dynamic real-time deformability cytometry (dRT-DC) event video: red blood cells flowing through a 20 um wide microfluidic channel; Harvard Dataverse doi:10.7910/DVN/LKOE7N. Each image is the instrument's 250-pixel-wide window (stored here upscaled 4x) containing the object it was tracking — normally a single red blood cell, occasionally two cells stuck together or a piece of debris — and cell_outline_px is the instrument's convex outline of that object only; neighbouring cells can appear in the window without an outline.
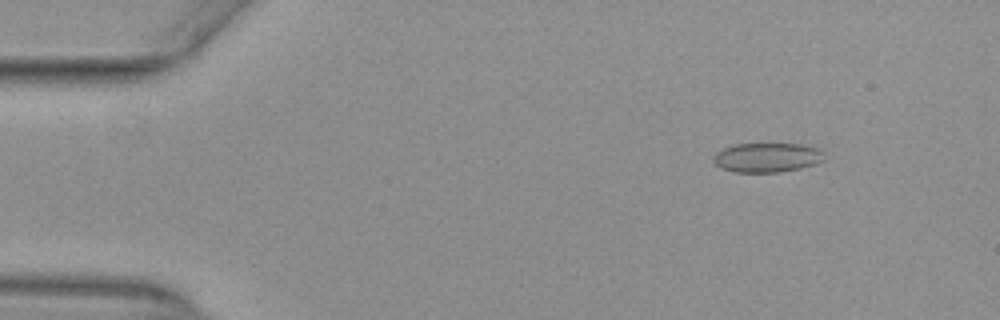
{"species": "common noctule bat (a hibernating species)", "species_latin": "Nyctalus noctula", "temperature_condition": "warm", "stored_images_in_passage": 53, "camera_frame_rate_fps": 3000, "um_per_image_px": 0.085, "animal": {"sex": "female", "body_mass_g": 29.2, "forearm_length_mm": 56.3}, "frame": {"image": 1, "passage_image": 7, "time_ms": 2.0, "image_size_px": [1000, 320], "cell_outline_px": [[824, 160], [800, 168], [780, 172], [732, 172], [720, 168], [712, 160], [712, 156], [716, 152], [732, 144], [804, 144], [820, 148], [824, 152]], "centroid_in_image_um": [65.18, 13.38], "position_along_channel_um": 19.8, "area_um2": 19.19}}
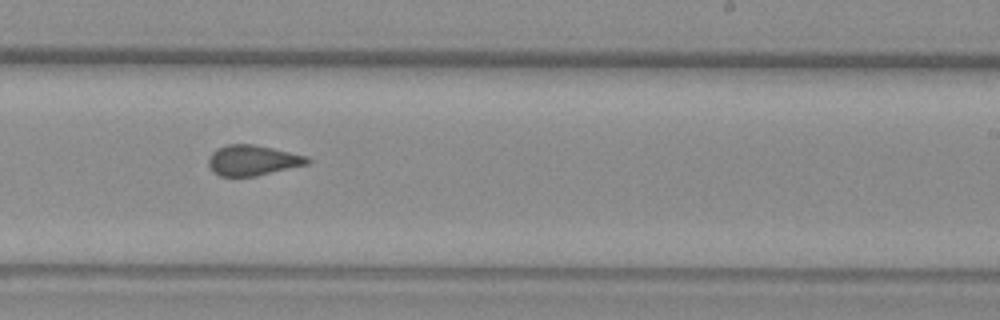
{"frame": {"image": 2, "passage_image": 33, "time_ms": 10.667, "image_size_px": [1000, 320], "cell_outline_px": [[312, 160], [308, 164], [256, 176], [220, 176], [212, 172], [208, 164], [208, 160], [212, 152], [216, 148], [228, 144], [252, 144], [272, 148], [308, 156]], "centroid_in_image_um": [21.47, 13.63], "position_along_channel_um": 267.5, "area_um2": 17.57}}
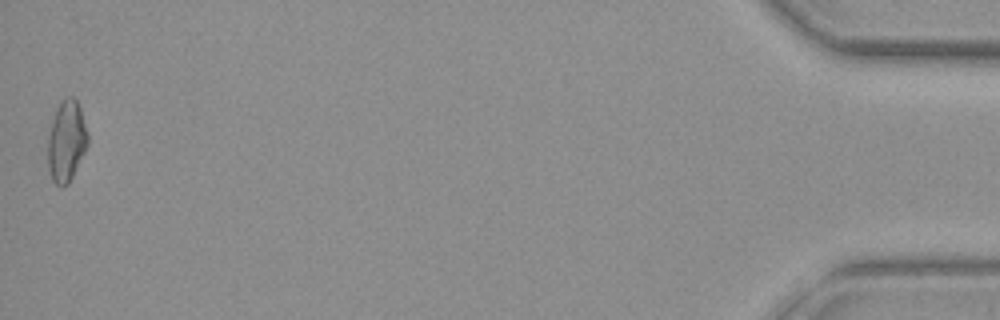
{"frame": {"image": 3, "passage_image": 53, "time_ms": 17.333, "image_size_px": [1000, 320], "cell_outline_px": [[88, 144], [68, 184], [60, 188], [52, 180], [48, 168], [48, 136], [52, 120], [56, 108], [68, 96], [72, 96], [76, 100], [80, 108], [88, 132]], "centroid_in_image_um": [5.64, 12.01], "position_along_channel_um": 429.6, "area_um2": 18.73}, "authors_computed_cell_mechanics": {"area_um2": 18.207, "velocity_mm_per_s": 3.9395, "shape_relaxation_time_tau1_ms": null, "shape_relaxation_time_tau2_ms": 1.2795, "deformation_change_tau1": null, "deformation_change_tau2": 0.0697}}